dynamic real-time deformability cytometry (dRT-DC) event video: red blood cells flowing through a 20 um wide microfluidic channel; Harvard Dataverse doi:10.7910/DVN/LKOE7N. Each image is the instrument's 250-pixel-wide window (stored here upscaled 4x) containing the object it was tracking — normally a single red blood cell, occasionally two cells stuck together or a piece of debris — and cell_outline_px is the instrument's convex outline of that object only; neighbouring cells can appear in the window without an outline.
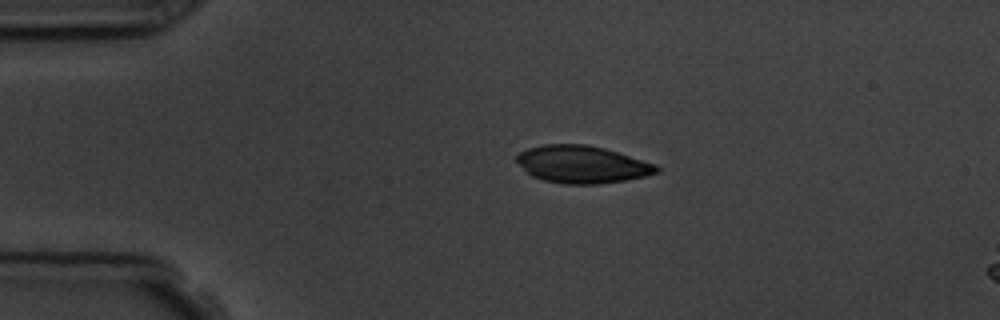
{"species": "common noctule bat (a hibernating species)", "species_latin": "Nyctalus noctula", "temperature_condition": "room temperature", "stored_images_in_passage": 3, "segment_of_instrument_passage": [1, 2], "camera_frame_rate_fps": 3000, "um_per_image_px": 0.085, "animal": {"sex": "male", "body_mass_g": 19.5, "forearm_length_mm": 54.6}, "frame": {"image": 1, "passage_image": 1, "time_ms": 0.0, "image_size_px": [1000, 320], "cell_outline_px": [[660, 172], [644, 176], [624, 180], [600, 184], [564, 184], [544, 180], [532, 176], [516, 160], [516, 156], [520, 152], [528, 148], [544, 144], [584, 144], [604, 148], [656, 164], [660, 168]], "centroid_in_image_um": [49.49, 13.97], "position_along_channel_um": 35.5, "area_um2": 30.29}}